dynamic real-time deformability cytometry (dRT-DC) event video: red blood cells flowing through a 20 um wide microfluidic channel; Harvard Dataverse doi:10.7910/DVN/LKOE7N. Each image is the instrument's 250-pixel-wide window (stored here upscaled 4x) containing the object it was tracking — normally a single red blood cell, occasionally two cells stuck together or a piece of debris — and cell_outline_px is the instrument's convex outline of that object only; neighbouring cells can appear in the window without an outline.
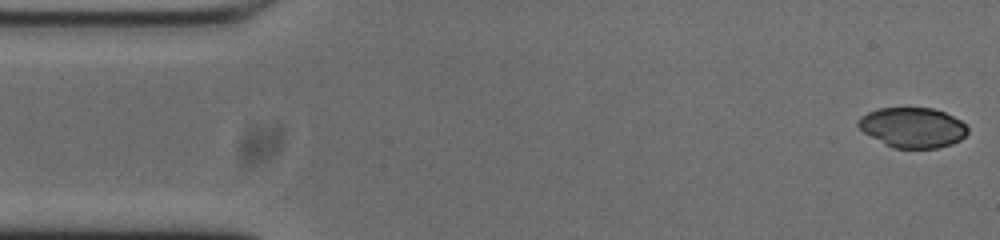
{"species": "common noctule bat (a hibernating species)", "species_latin": "Nyctalus noctula", "temperature_condition": "cold", "stored_images_in_passage": 53, "camera_frame_rate_fps": 3000, "um_per_image_px": 0.085, "animal": {"sex": "male", "body_mass_g": 20.0, "forearm_length_mm": 53.3}, "frame": {"image": 1, "passage_image": 1, "time_ms": 0.0, "image_size_px": [1000, 240], "cell_outline_px": [[968, 132], [960, 140], [952, 144], [936, 148], [892, 148], [884, 144], [864, 132], [856, 124], [860, 116], [868, 112], [880, 108], [932, 108], [944, 112], [960, 120], [968, 128]], "centroid_in_image_um": [77.56, 10.84], "position_along_channel_um": 7.4, "area_um2": 25.49}}
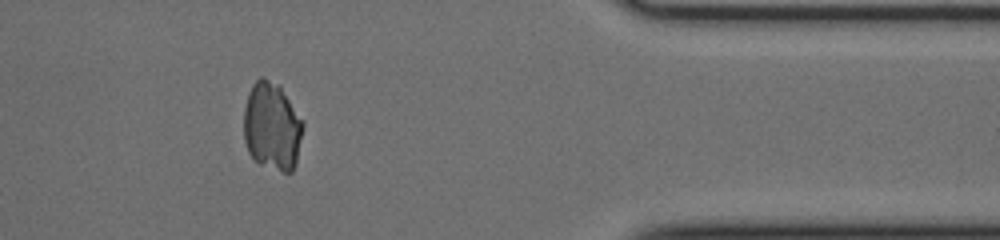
{"frame": {"image": 2, "passage_image": 43, "time_ms": 14.0, "image_size_px": [1000, 240], "cell_outline_px": [[304, 128], [296, 164], [292, 172], [284, 172], [260, 164], [248, 152], [244, 140], [244, 108], [248, 92], [252, 84], [260, 76], [264, 76], [280, 84], [304, 120]], "centroid_in_image_um": [23.14, 10.7], "position_along_channel_um": 388.3, "area_um2": 31.1}}
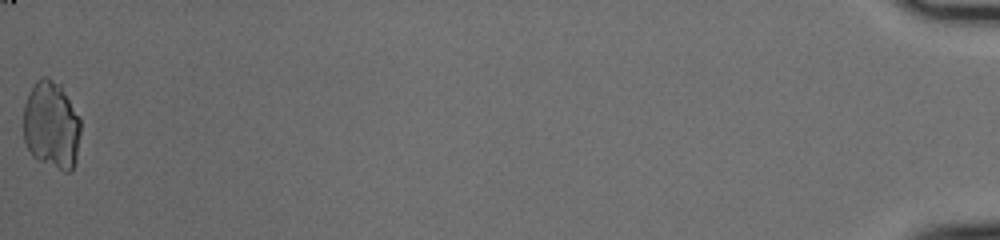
{"frame": {"image": 3, "passage_image": 53, "time_ms": 17.333, "image_size_px": [1000, 240], "cell_outline_px": [[80, 132], [76, 160], [72, 172], [64, 172], [36, 160], [32, 156], [24, 140], [24, 104], [28, 92], [36, 80], [40, 76], [48, 76], [60, 84], [80, 116]], "centroid_in_image_um": [4.37, 10.63], "position_along_channel_um": 430.8, "area_um2": 29.82}}